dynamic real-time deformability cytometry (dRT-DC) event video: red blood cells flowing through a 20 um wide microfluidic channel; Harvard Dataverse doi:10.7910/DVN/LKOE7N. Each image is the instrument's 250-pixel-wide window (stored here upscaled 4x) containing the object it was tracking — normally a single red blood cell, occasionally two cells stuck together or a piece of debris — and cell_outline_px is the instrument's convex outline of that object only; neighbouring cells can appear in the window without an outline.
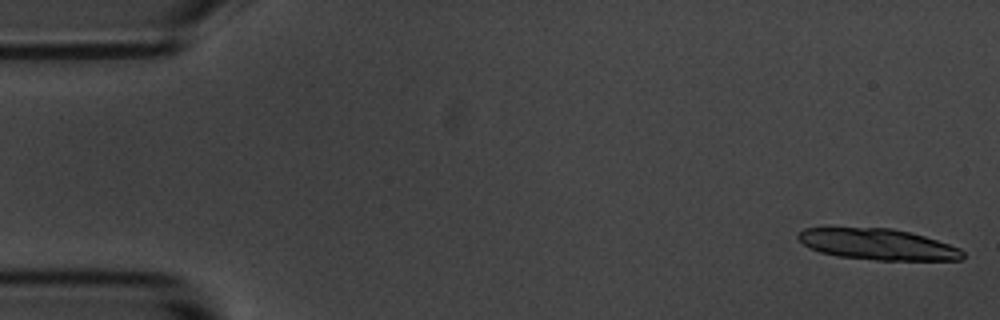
{"species": "common noctule bat (a hibernating species)", "species_latin": "Nyctalus noctula", "temperature_condition": "room temperature", "stored_images_in_passage": 7, "camera_frame_rate_fps": 3000, "um_per_image_px": 0.085, "animal": {"sex": "male", "body_mass_g": 20.1, "forearm_length_mm": 53.5}, "frame": {"image": 1, "passage_image": 1, "time_ms": 0.0, "image_size_px": [1000, 320], "cell_outline_px": [[964, 260], [876, 260], [836, 256], [820, 252], [808, 248], [796, 236], [804, 228], [892, 228], [924, 236], [960, 248], [964, 252]], "centroid_in_image_um": [74.62, 20.78], "position_along_channel_um": 10.4, "area_um2": 29.71}}
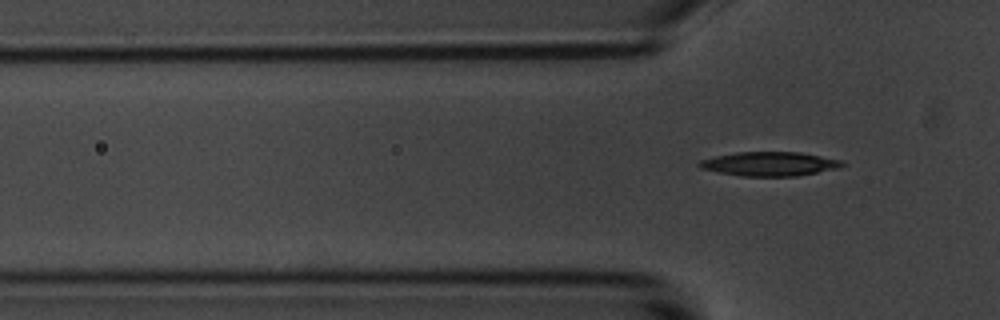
{"frame": {"image": 2, "passage_image": 7, "time_ms": 7.667, "image_size_px": [1000, 320], "cell_outline_px": [[844, 164], [840, 168], [796, 176], [744, 176], [720, 172], [700, 168], [696, 164], [700, 160], [716, 156], [736, 152], [800, 152], [844, 160]], "centroid_in_image_um": [65.45, 13.92], "position_along_channel_um": 60.4, "area_um2": 20.06}}